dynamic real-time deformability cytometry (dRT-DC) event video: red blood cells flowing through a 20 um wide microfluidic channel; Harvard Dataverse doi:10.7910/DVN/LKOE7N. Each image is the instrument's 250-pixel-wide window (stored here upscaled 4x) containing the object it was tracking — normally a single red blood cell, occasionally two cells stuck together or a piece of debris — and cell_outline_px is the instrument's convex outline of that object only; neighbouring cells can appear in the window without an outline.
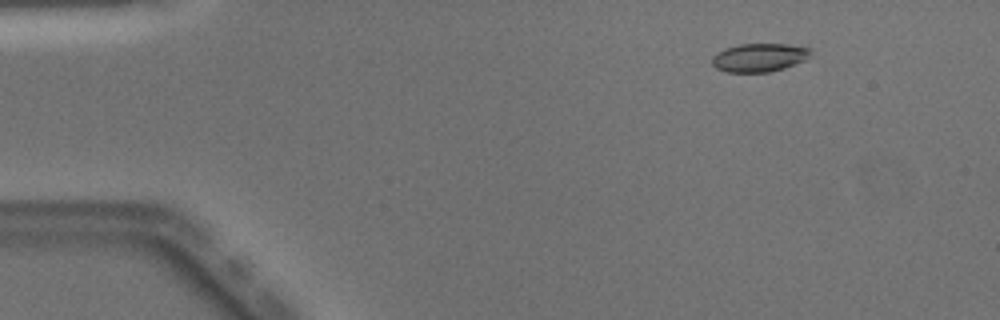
{"species": "Egyptian fruit bat (a non-hibernating species)", "species_latin": "Rousettus aegyptiacus", "temperature_condition": "warm", "stored_images_in_passage": 50, "camera_frame_rate_fps": 3000, "um_per_image_px": 0.085, "animal": {"sex": "male"}, "frame": {"image": 1, "passage_image": 7, "time_ms": 2.0, "image_size_px": [1000, 320], "cell_outline_px": [[812, 52], [804, 60], [784, 68], [768, 72], [728, 72], [716, 68], [712, 64], [712, 56], [716, 52], [724, 48], [740, 44], [788, 44], [812, 48]], "centroid_in_image_um": [64.52, 4.88], "position_along_channel_um": 20.5, "area_um2": 16.36}}
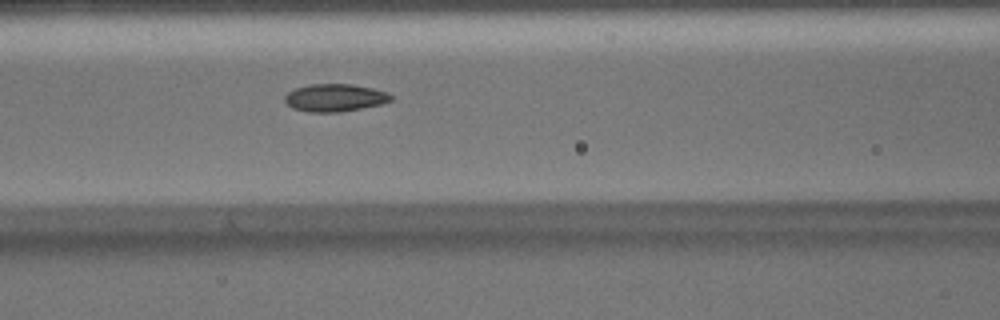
{"frame": {"image": 2, "passage_image": 22, "time_ms": 7.0, "image_size_px": [1000, 320], "cell_outline_px": [[392, 100], [380, 104], [340, 112], [308, 112], [292, 108], [284, 100], [284, 96], [288, 92], [296, 88], [308, 84], [352, 84], [372, 88], [388, 92], [392, 96]], "centroid_in_image_um": [28.44, 8.3], "position_along_channel_um": 138.2, "area_um2": 17.05}}
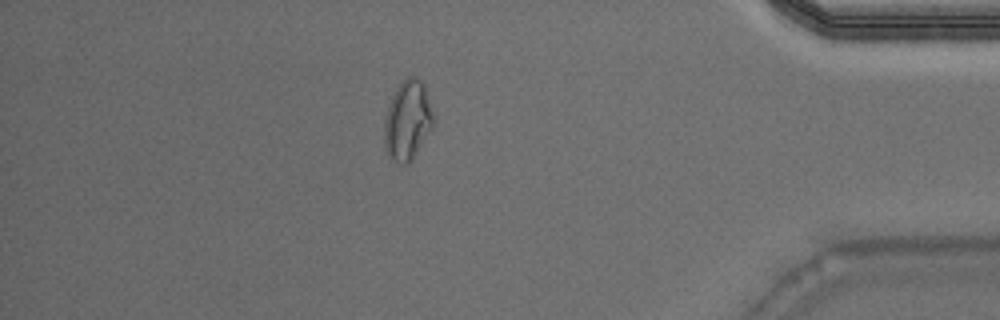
{"frame": {"image": 3, "passage_image": 44, "time_ms": 14.333, "image_size_px": [1000, 320], "cell_outline_px": [[432, 128], [412, 160], [408, 164], [404, 164], [396, 160], [384, 148], [384, 120], [388, 104], [396, 88], [408, 76], [416, 76], [424, 84], [432, 112]], "centroid_in_image_um": [34.63, 10.21], "position_along_channel_um": 400.6, "area_um2": 22.37}, "authors_computed_cell_mechanics": {"area_um2": 17.051, "velocity_mm_per_s": 4.0744, "shape_relaxation_time_tau1_ms": null, "shape_relaxation_time_tau2_ms": 1.9065, "deformation_change_tau1": null, "deformation_change_tau2": 0.0625}}